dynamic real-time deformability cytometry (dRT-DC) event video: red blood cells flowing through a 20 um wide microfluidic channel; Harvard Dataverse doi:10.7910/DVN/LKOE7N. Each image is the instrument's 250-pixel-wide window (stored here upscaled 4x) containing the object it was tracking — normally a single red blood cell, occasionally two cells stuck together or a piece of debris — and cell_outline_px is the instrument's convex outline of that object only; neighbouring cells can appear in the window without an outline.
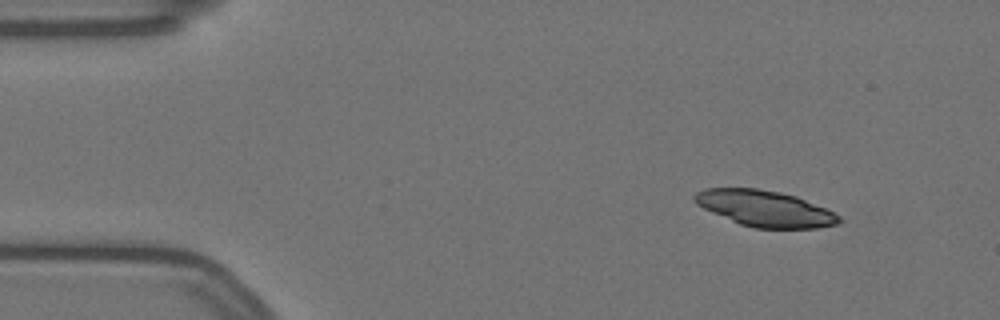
{"species": "Egyptian fruit bat (a non-hibernating species)", "species_latin": "Rousettus aegyptiacus", "temperature_condition": "warm", "stored_images_in_passage": 14, "camera_frame_rate_fps": 3000, "um_per_image_px": 0.085, "animal": {"sex": "female"}, "frame": {"image": 1, "passage_image": 1, "time_ms": 0.0, "image_size_px": [1000, 320], "cell_outline_px": [[840, 224], [816, 228], [756, 228], [740, 224], [712, 212], [696, 204], [692, 200], [692, 196], [696, 192], [704, 188], [756, 188], [780, 192], [796, 196], [824, 208], [840, 216]], "centroid_in_image_um": [64.98, 17.72], "position_along_channel_um": 20.0, "area_um2": 30.17}}
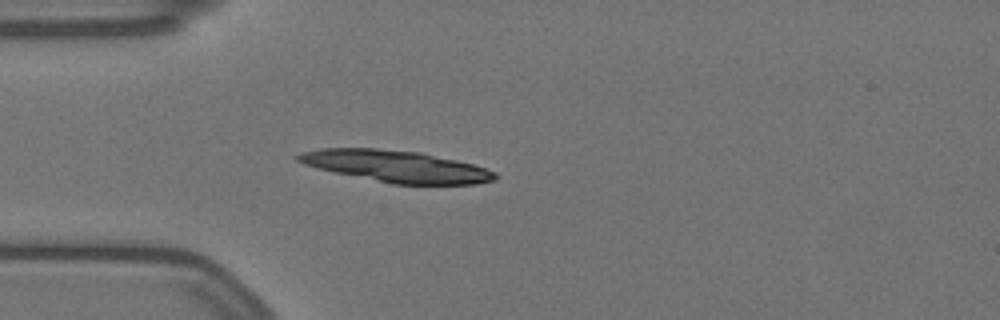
{"frame": {"image": 2, "passage_image": 10, "time_ms": 3.0, "image_size_px": [1000, 320], "cell_outline_px": [[500, 176], [496, 180], [476, 184], [392, 184], [336, 172], [304, 164], [296, 160], [296, 156], [300, 152], [320, 148], [376, 148], [420, 152], [456, 160], [472, 164], [496, 172]], "centroid_in_image_um": [33.7, 14.13], "position_along_channel_um": 51.3, "area_um2": 36.18}}